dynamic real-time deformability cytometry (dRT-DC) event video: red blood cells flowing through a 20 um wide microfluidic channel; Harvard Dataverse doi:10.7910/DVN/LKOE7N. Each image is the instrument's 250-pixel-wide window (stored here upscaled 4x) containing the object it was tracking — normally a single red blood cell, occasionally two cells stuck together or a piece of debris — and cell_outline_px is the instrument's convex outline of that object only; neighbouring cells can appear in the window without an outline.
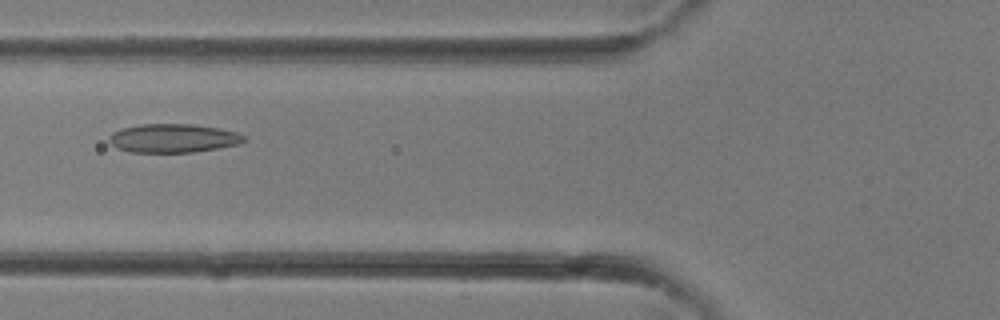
{"species": "common noctule bat (a hibernating species)", "species_latin": "Nyctalus noctula", "temperature_condition": "room temperature", "stored_images_in_passage": 26, "camera_frame_rate_fps": 3000, "um_per_image_px": 0.085, "animal": {"sex": "female"}, "frame": {"image": 1, "passage_image": 6, "time_ms": 1.667, "image_size_px": [1000, 320], "cell_outline_px": [[248, 140], [240, 144], [192, 152], [128, 152], [116, 148], [108, 140], [112, 132], [120, 128], [140, 124], [192, 124], [220, 128], [236, 132], [244, 136]], "centroid_in_image_um": [14.71, 11.74], "position_along_channel_um": 111.1, "area_um2": 22.66}}
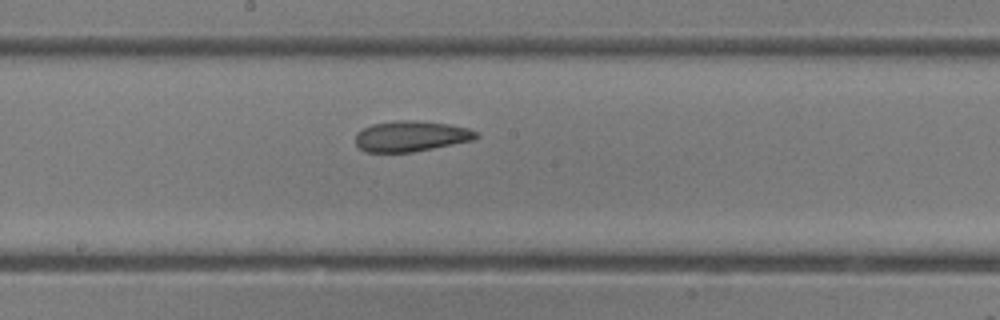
{"frame": {"image": 2, "passage_image": 11, "time_ms": 3.333, "image_size_px": [1000, 320], "cell_outline_px": [[480, 136], [472, 140], [412, 152], [364, 152], [356, 144], [356, 132], [372, 124], [396, 120], [416, 120], [448, 124], [468, 128], [476, 132]], "centroid_in_image_um": [34.9, 11.57], "position_along_channel_um": 213.3, "area_um2": 21.44}}
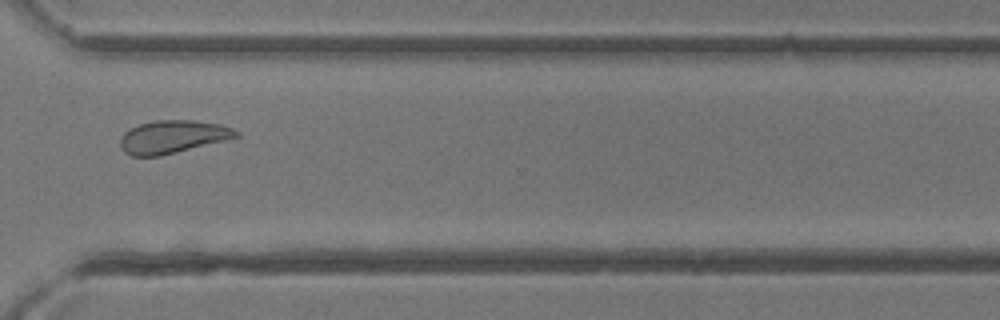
{"frame": {"image": 3, "passage_image": 18, "time_ms": 5.667, "image_size_px": [1000, 320], "cell_outline_px": [[240, 136], [160, 156], [132, 156], [124, 152], [120, 148], [120, 136], [124, 132], [140, 124], [156, 120], [192, 120], [220, 124], [232, 128], [240, 132]], "centroid_in_image_um": [14.65, 11.63], "position_along_channel_um": 355.9, "area_um2": 22.08}}